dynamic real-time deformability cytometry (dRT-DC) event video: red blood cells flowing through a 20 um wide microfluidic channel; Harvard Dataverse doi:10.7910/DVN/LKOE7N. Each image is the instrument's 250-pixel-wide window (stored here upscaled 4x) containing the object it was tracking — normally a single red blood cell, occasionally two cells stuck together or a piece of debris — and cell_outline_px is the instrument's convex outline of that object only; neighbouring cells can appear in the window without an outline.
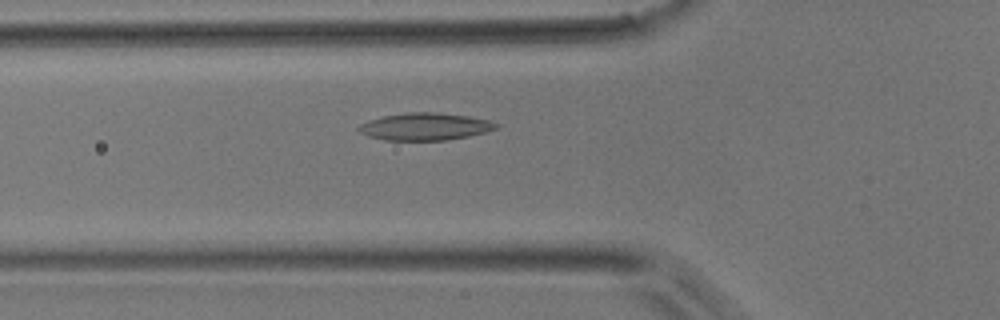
{"species": "common noctule bat (a hibernating species)", "species_latin": "Nyctalus noctula", "temperature_condition": "room temperature", "stored_images_in_passage": 45, "camera_frame_rate_fps": 3000, "um_per_image_px": 0.085, "animal": {"sex": "male", "body_mass_g": 17.9}, "frame": {"image": 1, "passage_image": 12, "time_ms": 3.667, "image_size_px": [1000, 320], "cell_outline_px": [[500, 128], [468, 136], [444, 140], [384, 140], [368, 136], [360, 132], [356, 128], [360, 124], [368, 120], [384, 116], [408, 112], [436, 112], [468, 116], [488, 120], [500, 124]], "centroid_in_image_um": [36.13, 10.75], "position_along_channel_um": 89.7, "area_um2": 21.85}}
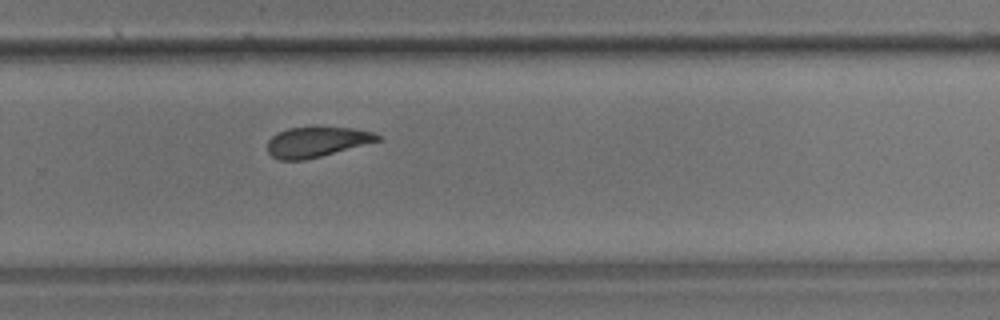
{"frame": {"image": 2, "passage_image": 28, "time_ms": 9.0, "image_size_px": [1000, 320], "cell_outline_px": [[380, 140], [320, 156], [304, 160], [280, 160], [272, 156], [268, 152], [268, 140], [276, 132], [288, 128], [316, 124], [352, 128], [372, 132], [380, 136]], "centroid_in_image_um": [26.87, 12.01], "position_along_channel_um": 302.9, "area_um2": 19.83}}
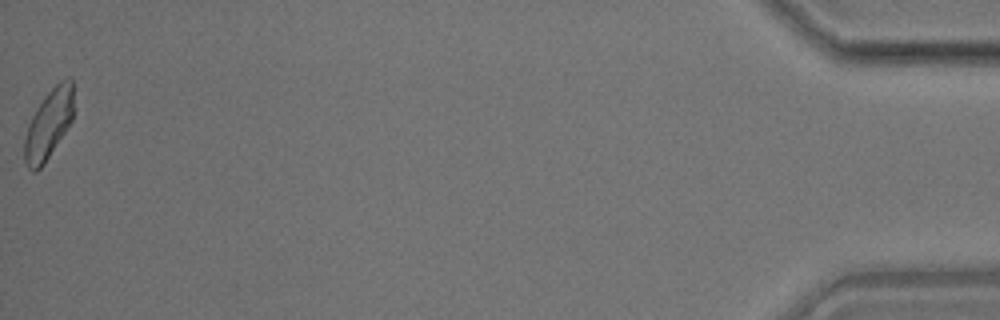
{"frame": {"image": 3, "passage_image": 45, "time_ms": 14.667, "image_size_px": [1000, 320], "cell_outline_px": [[72, 120], [44, 164], [36, 172], [32, 172], [28, 168], [24, 160], [24, 140], [28, 124], [36, 108], [44, 96], [60, 80], [68, 76], [72, 76]], "centroid_in_image_um": [4.11, 10.56], "position_along_channel_um": 431.1, "area_um2": 19.77}}